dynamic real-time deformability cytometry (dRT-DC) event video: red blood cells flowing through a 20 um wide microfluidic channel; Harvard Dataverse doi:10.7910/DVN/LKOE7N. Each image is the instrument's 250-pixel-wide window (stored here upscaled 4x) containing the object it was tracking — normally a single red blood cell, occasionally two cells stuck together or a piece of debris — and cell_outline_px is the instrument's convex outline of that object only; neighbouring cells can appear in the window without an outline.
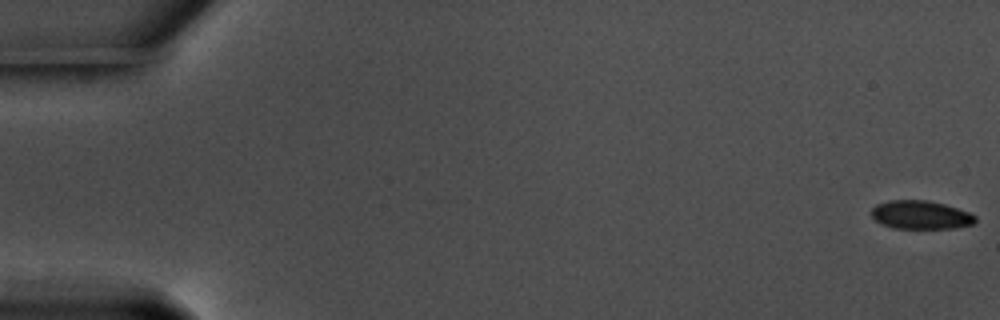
{"species": "common noctule bat (a hibernating species)", "species_latin": "Nyctalus noctula", "temperature_condition": "warm", "stored_images_in_passage": 59, "camera_frame_rate_fps": 3000, "um_per_image_px": 0.085, "animal": {"sex": "male", "body_mass_g": 17.5, "forearm_length_mm": 52.3}, "frame": {"image": 1, "passage_image": 1, "time_ms": 0.0, "image_size_px": [1000, 320], "cell_outline_px": [[976, 220], [972, 224], [956, 228], [892, 228], [880, 224], [872, 216], [872, 208], [876, 204], [888, 200], [928, 200], [944, 204], [968, 212], [976, 216]], "centroid_in_image_um": [78.23, 18.26], "position_along_channel_um": 6.8, "area_um2": 17.22}}
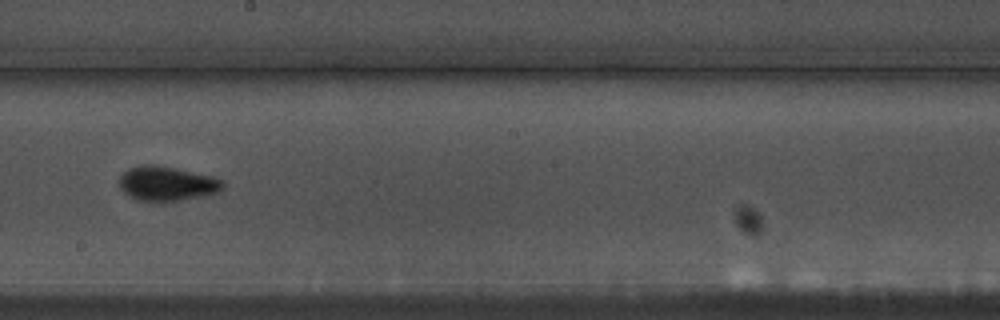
{"frame": {"image": 2, "passage_image": 34, "time_ms": 11.0, "image_size_px": [1000, 320], "cell_outline_px": [[224, 188], [220, 192], [180, 200], [156, 204], [148, 204], [136, 200], [128, 196], [120, 188], [120, 176], [128, 168], [144, 164], [152, 164], [176, 168], [212, 176], [224, 180]], "centroid_in_image_um": [14.16, 15.64], "position_along_channel_um": 234.0, "area_um2": 21.44}}
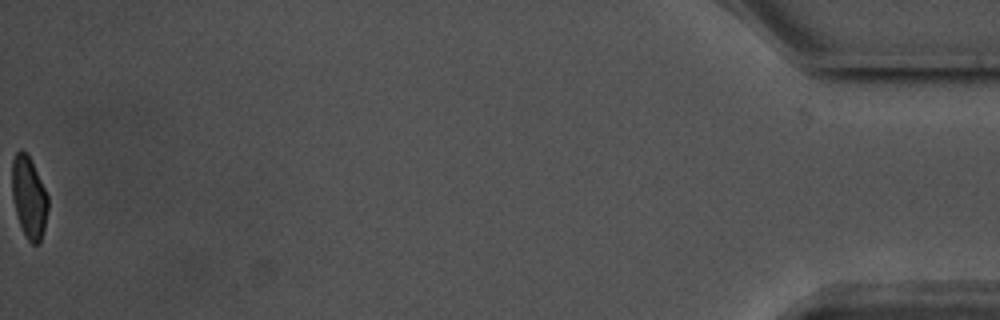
{"frame": {"image": 3, "passage_image": 59, "time_ms": 19.333, "image_size_px": [1000, 320], "cell_outline_px": [[48, 208], [44, 228], [40, 244], [32, 244], [28, 240], [20, 224], [16, 212], [12, 196], [12, 160], [16, 152], [20, 148], [28, 156], [48, 196]], "centroid_in_image_um": [2.45, 16.79], "position_along_channel_um": 432.7, "area_um2": 16.76}, "authors_computed_cell_mechanics": {"area_um2": 18.6694, "velocity_mm_per_s": 3.5642, "shape_relaxation_time_tau1_ms": 2.7144, "shape_relaxation_time_tau2_ms": null, "deformation_change_tau1": 0.1056, "deformation_change_tau2": null}}